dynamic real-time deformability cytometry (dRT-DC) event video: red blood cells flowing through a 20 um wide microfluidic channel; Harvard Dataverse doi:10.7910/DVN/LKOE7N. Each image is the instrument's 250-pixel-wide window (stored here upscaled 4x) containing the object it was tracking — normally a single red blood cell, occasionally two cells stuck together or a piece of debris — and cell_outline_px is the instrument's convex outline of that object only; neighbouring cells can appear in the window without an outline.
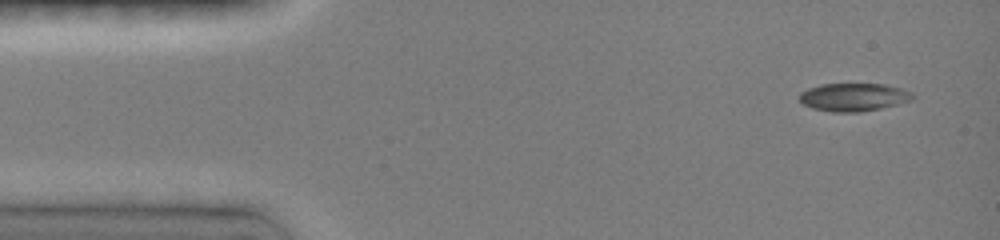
{"species": "common noctule bat (a hibernating species)", "species_latin": "Nyctalus noctula", "temperature_condition": "room temperature", "stored_images_in_passage": 21, "camera_frame_rate_fps": 3000, "um_per_image_px": 0.085, "animal": {"sex": "female", "body_mass_g": 19.0, "forearm_length_mm": 51.5}, "frame": {"image": 1, "passage_image": 1, "time_ms": 0.0, "image_size_px": [1000, 240], "cell_outline_px": [[912, 100], [880, 108], [860, 112], [832, 112], [812, 108], [804, 104], [800, 100], [800, 92], [808, 88], [820, 84], [884, 84], [900, 88], [912, 92]], "centroid_in_image_um": [72.53, 8.25], "position_along_channel_um": 12.5, "area_um2": 18.32}}
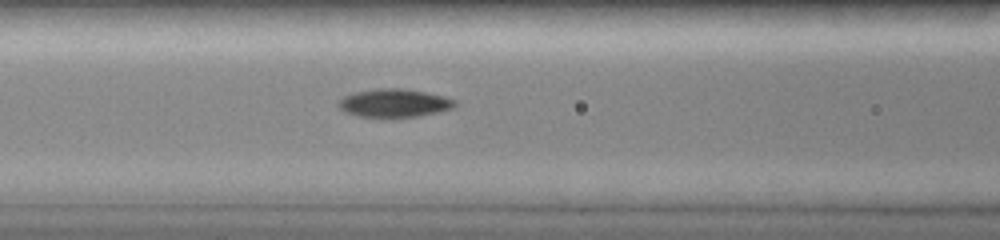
{"frame": {"image": 2, "passage_image": 8, "time_ms": 5.333, "image_size_px": [1000, 240], "cell_outline_px": [[456, 104], [452, 108], [436, 112], [416, 116], [388, 120], [360, 116], [348, 112], [340, 108], [336, 104], [344, 96], [356, 92], [376, 88], [400, 88], [424, 92], [444, 96], [456, 100]], "centroid_in_image_um": [33.49, 8.79], "position_along_channel_um": 133.1, "area_um2": 19.42}}
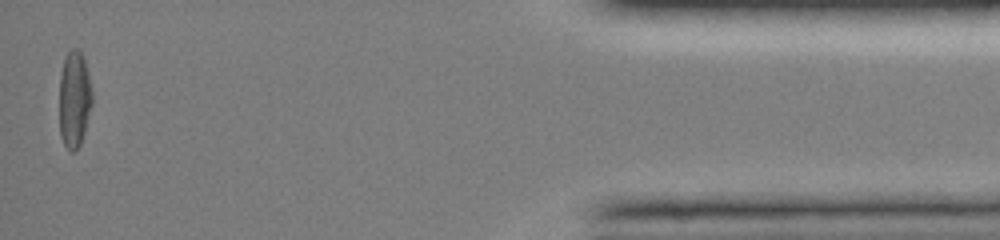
{"frame": {"image": 3, "passage_image": 21, "time_ms": 14.333, "image_size_px": [1000, 240], "cell_outline_px": [[92, 104], [84, 132], [80, 144], [76, 152], [68, 152], [60, 136], [60, 72], [64, 56], [72, 48], [76, 48], [84, 56], [92, 88]], "centroid_in_image_um": [6.32, 8.43], "position_along_channel_um": 428.9, "area_um2": 18.79}, "authors_computed_cell_mechanics": {"area_um2": 18.496, "velocity_mm_per_s": 4.0604, "shape_relaxation_time_tau1_ms": 4.0993, "shape_relaxation_time_tau2_ms": 3.3509, "deformation_change_tau1": 0.1492, "deformation_change_tau2": 0.0818}}